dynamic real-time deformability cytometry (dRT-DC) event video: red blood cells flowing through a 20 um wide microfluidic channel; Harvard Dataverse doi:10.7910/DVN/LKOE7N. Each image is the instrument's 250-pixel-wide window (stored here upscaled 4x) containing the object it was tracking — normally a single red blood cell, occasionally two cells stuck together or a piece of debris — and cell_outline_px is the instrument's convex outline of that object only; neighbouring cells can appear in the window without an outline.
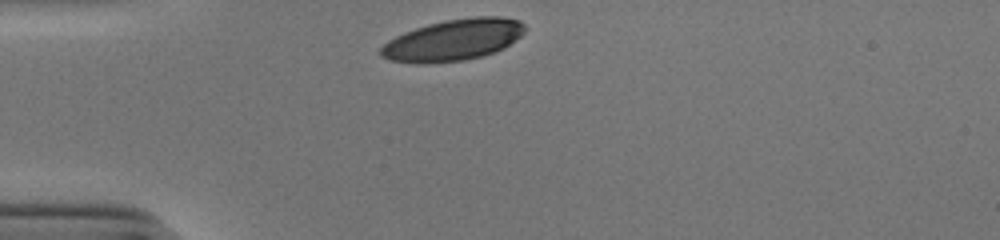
{"species": "human", "species_latin": "Homo sapiens", "temperature_condition": "cold", "stored_images_in_passage": 29, "camera_frame_rate_fps": 3000, "um_per_image_px": 0.085, "donor": {"sex": "male"}, "frame": {"image": 1, "passage_image": 1, "time_ms": 0.0, "image_size_px": [1000, 240], "cell_outline_px": [[524, 32], [520, 36], [504, 48], [480, 56], [464, 60], [424, 64], [416, 64], [388, 60], [380, 56], [380, 48], [388, 40], [404, 32], [428, 24], [448, 20], [472, 16], [500, 16], [520, 20], [524, 24]], "centroid_in_image_um": [38.5, 3.4], "position_along_channel_um": 46.5, "area_um2": 34.74}}
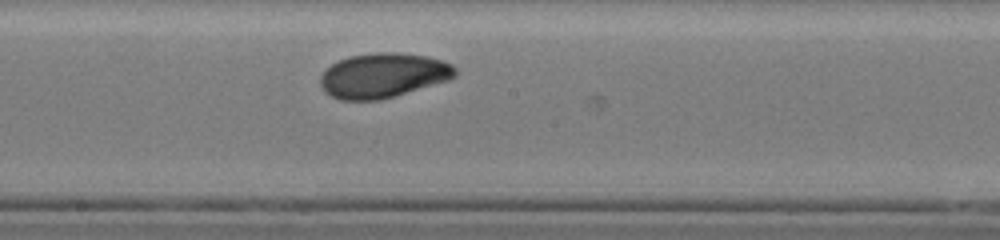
{"frame": {"image": 2, "passage_image": 16, "time_ms": 5.0, "image_size_px": [1000, 240], "cell_outline_px": [[456, 76], [448, 80], [380, 100], [340, 100], [324, 92], [320, 84], [320, 76], [332, 64], [348, 56], [380, 52], [396, 52], [428, 56], [452, 64], [456, 68]], "centroid_in_image_um": [32.56, 6.41], "position_along_channel_um": 215.6, "area_um2": 34.97}}
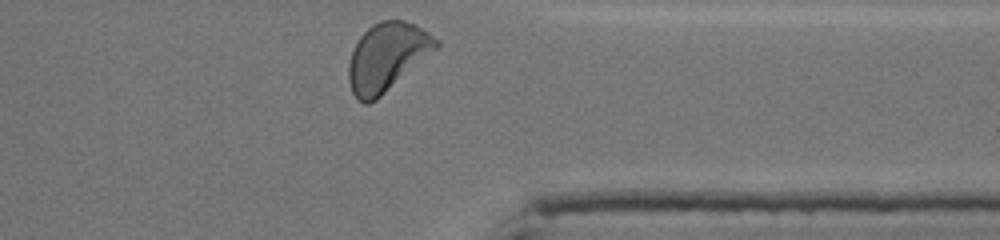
{"frame": {"image": 3, "passage_image": 29, "time_ms": 9.333, "image_size_px": [1000, 240], "cell_outline_px": [[440, 44], [436, 48], [376, 100], [368, 104], [364, 104], [356, 100], [352, 92], [348, 80], [348, 64], [352, 52], [360, 36], [372, 24], [380, 20], [404, 20], [416, 24], [440, 40]], "centroid_in_image_um": [32.86, 4.83], "position_along_channel_um": 378.5, "area_um2": 34.45}, "authors_computed_cell_mechanics": {"area_um2": 34.68, "velocity_mm_per_s": 3.8443, "shape_relaxation_time_tau1_ms": 2.6714, "shape_relaxation_time_tau2_ms": 2.9698, "deformation_change_tau1": 0.1324, "deformation_change_tau2": 0.0679}}